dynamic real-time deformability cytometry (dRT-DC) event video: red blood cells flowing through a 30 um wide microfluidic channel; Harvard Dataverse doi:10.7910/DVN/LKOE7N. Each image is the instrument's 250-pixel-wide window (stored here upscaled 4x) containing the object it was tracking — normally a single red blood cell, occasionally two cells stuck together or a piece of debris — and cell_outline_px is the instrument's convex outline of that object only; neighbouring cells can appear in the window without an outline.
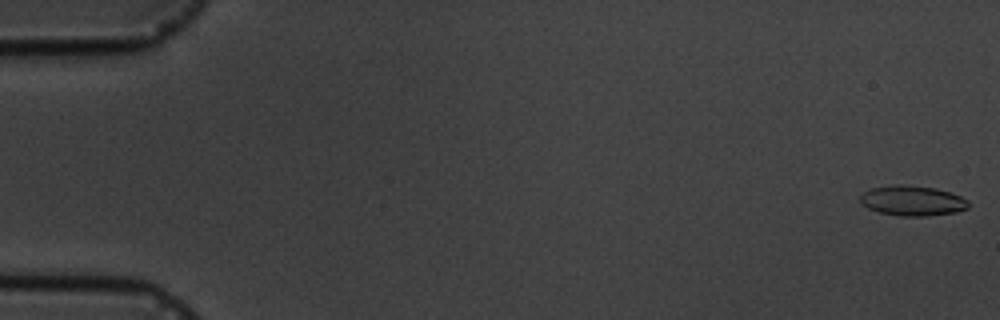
{"species": "common noctule bat (a hibernating species)", "species_latin": "Nyctalus noctula", "temperature_condition": "cold", "stored_images_in_passage": 5, "camera_frame_rate_fps": 3000, "um_per_image_px": 0.085, "animal": {"sex": "male", "body_mass_g": 19.5, "forearm_length_mm": 54.6}, "frame": {"image": 1, "passage_image": 1, "time_ms": 0.0, "image_size_px": [1000, 320], "cell_outline_px": [[968, 208], [956, 212], [928, 216], [900, 216], [880, 212], [868, 208], [860, 200], [860, 196], [864, 192], [872, 188], [896, 184], [904, 184], [936, 188], [960, 196], [968, 200]], "centroid_in_image_um": [77.57, 17.06], "position_along_channel_um": 7.4, "area_um2": 18.9}}